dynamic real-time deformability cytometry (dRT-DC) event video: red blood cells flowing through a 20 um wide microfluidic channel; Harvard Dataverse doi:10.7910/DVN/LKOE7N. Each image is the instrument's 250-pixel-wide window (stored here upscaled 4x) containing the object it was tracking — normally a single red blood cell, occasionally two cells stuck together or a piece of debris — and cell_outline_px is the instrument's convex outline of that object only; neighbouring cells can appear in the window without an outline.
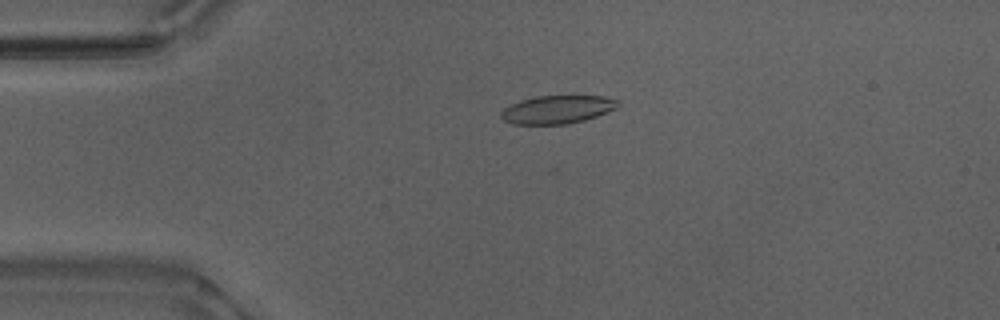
{"species": "Egyptian fruit bat (a non-hibernating species)", "species_latin": "Rousettus aegyptiacus", "temperature_condition": "warm", "stored_images_in_passage": 50, "camera_frame_rate_fps": 3000, "um_per_image_px": 0.085, "animal": {"sex": "male"}, "frame": {"image": 1, "passage_image": 12, "time_ms": 3.667, "image_size_px": [1000, 320], "cell_outline_px": [[620, 104], [616, 108], [608, 112], [584, 120], [568, 124], [512, 124], [504, 120], [500, 116], [500, 112], [504, 108], [520, 100], [536, 96], [604, 96], [620, 100]], "centroid_in_image_um": [47.38, 9.3], "position_along_channel_um": 37.6, "area_um2": 19.25}}
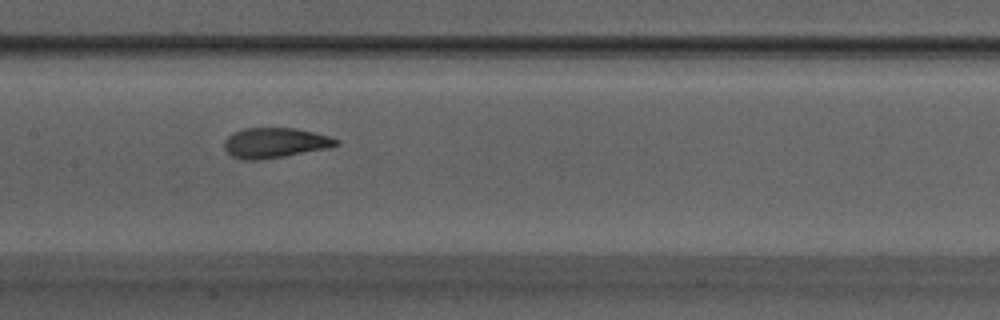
{"frame": {"image": 2, "passage_image": 26, "time_ms": 8.333, "image_size_px": [1000, 320], "cell_outline_px": [[340, 144], [328, 148], [284, 156], [260, 160], [244, 160], [232, 156], [224, 148], [224, 140], [228, 136], [244, 128], [296, 128], [328, 136], [340, 140]], "centroid_in_image_um": [23.37, 12.14], "position_along_channel_um": 184.0, "area_um2": 19.54}}
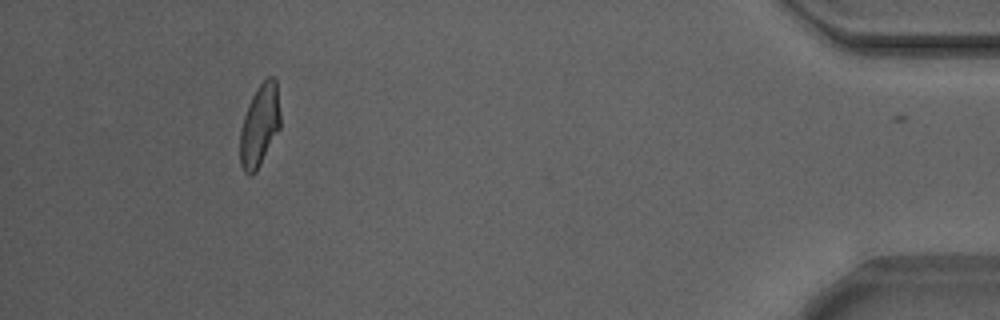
{"frame": {"image": 3, "passage_image": 49, "time_ms": 16.0, "image_size_px": [1000, 320], "cell_outline_px": [[280, 128], [256, 172], [252, 176], [248, 176], [244, 172], [240, 164], [240, 128], [248, 104], [256, 88], [268, 76], [272, 76], [276, 80], [280, 112]], "centroid_in_image_um": [22.06, 10.68], "position_along_channel_um": 413.1, "area_um2": 19.42}, "authors_computed_cell_mechanics": {"area_um2": 19.7676, "velocity_mm_per_s": 3.8576, "shape_relaxation_time_tau1_ms": 6.1662, "shape_relaxation_time_tau2_ms": 1.0919, "deformation_change_tau1": 0.1954, "deformation_change_tau2": 0.0716}}